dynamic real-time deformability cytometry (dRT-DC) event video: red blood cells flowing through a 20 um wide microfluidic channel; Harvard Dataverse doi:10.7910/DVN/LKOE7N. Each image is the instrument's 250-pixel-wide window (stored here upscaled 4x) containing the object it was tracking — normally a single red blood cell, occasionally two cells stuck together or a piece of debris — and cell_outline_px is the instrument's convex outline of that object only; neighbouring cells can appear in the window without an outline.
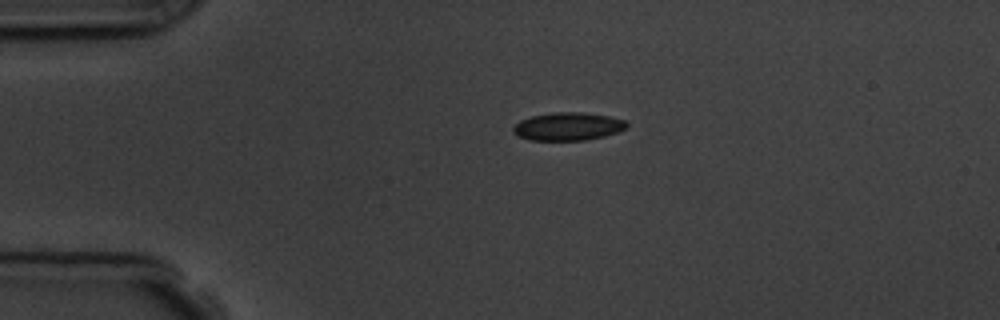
{"species": "common noctule bat (a hibernating species)", "species_latin": "Nyctalus noctula", "temperature_condition": "room temperature", "stored_images_in_passage": 2, "camera_frame_rate_fps": 3000, "um_per_image_px": 0.085, "animal": {"sex": "male", "body_mass_g": 19.5, "forearm_length_mm": 54.6}, "frame": {"image": 1, "passage_image": 1, "time_ms": 0.0, "image_size_px": [1000, 320], "cell_outline_px": [[628, 124], [624, 128], [616, 132], [604, 136], [584, 140], [528, 140], [512, 132], [512, 128], [520, 120], [532, 116], [552, 112], [580, 112], [608, 116], [624, 120]], "centroid_in_image_um": [48.23, 10.74], "position_along_channel_um": 36.8, "area_um2": 18.32}}